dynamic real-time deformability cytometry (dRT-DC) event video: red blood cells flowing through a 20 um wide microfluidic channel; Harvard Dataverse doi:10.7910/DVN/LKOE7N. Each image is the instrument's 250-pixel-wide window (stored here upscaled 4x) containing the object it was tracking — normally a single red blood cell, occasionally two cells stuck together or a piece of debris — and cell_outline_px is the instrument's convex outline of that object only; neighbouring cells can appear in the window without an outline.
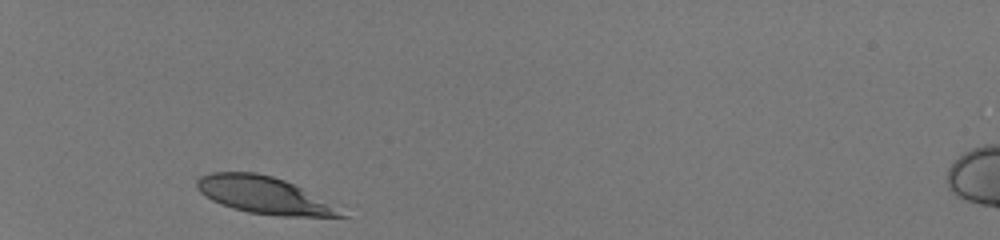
{"species": "human", "species_latin": "Homo sapiens", "temperature_condition": "room temperature", "stored_images_in_passage": 29, "camera_frame_rate_fps": 3000, "um_per_image_px": 0.085, "donor": {"sex": "male"}, "frame": {"image": 1, "passage_image": 1, "time_ms": 0.0, "image_size_px": [1000, 240], "cell_outline_px": [[348, 216], [280, 216], [248, 212], [232, 208], [220, 204], [204, 196], [196, 188], [196, 180], [200, 176], [212, 172], [256, 172], [272, 176], [284, 180], [300, 188]], "centroid_in_image_um": [22.26, 16.57], "position_along_channel_um": 62.7, "area_um2": 30.17}}
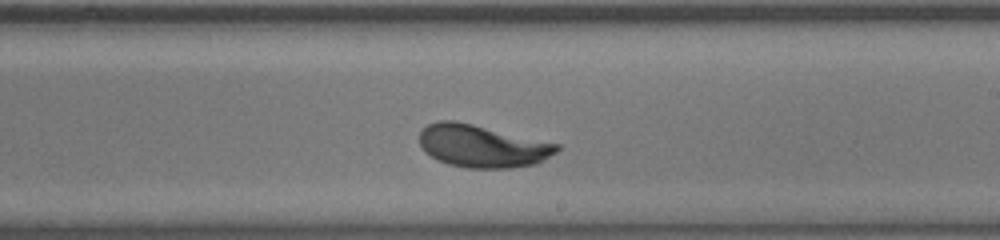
{"frame": {"image": 2, "passage_image": 17, "time_ms": 5.333, "image_size_px": [1000, 240], "cell_outline_px": [[560, 148], [556, 152], [544, 160], [536, 164], [512, 168], [468, 168], [448, 164], [424, 152], [420, 144], [420, 132], [428, 124], [436, 120], [456, 120], [560, 144]], "centroid_in_image_um": [41.0, 12.41], "position_along_channel_um": 248.0, "area_um2": 34.1}}
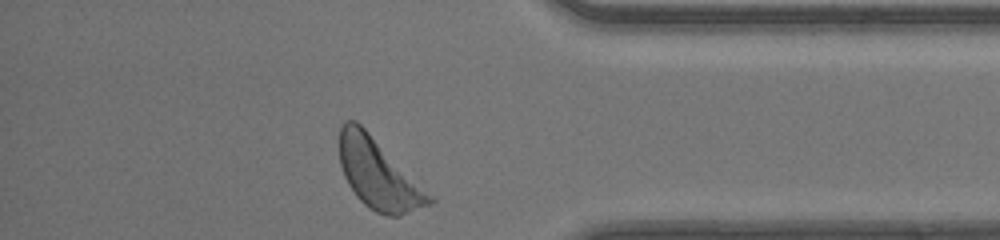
{"frame": {"image": 3, "passage_image": 29, "time_ms": 9.333, "image_size_px": [1000, 240], "cell_outline_px": [[436, 200], [432, 204], [396, 216], [388, 216], [376, 212], [368, 208], [356, 196], [348, 184], [344, 176], [340, 164], [340, 124], [344, 120], [356, 120], [436, 196]], "centroid_in_image_um": [32.21, 14.8], "position_along_channel_um": 403.0, "area_um2": 36.99}, "authors_computed_cell_mechanics": {"area_um2": 33.4662, "velocity_mm_per_s": 4.0861, "shape_relaxation_time_tau1_ms": 3.3138, "shape_relaxation_time_tau2_ms": null, "deformation_change_tau1": 0.1757, "deformation_change_tau2": null}}